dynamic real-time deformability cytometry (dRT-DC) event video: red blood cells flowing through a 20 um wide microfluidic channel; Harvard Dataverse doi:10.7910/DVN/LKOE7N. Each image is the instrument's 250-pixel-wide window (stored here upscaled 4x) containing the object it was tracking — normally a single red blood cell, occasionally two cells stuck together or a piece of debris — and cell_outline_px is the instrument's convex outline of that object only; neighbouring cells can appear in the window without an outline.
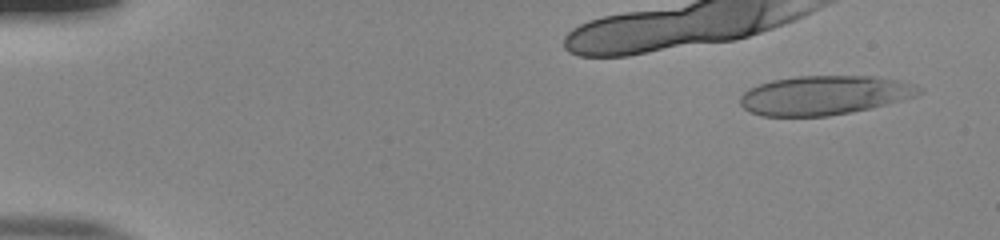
{"species": "human", "species_latin": "Homo sapiens", "temperature_condition": "room temperature", "stored_images_in_passage": 52, "camera_frame_rate_fps": 3000, "um_per_image_px": 0.085, "donor": {"sex": "male"}, "frame": {"image": 1, "passage_image": 3, "time_ms": 0.667, "image_size_px": [1000, 240], "cell_outline_px": [[924, 92], [900, 100], [852, 112], [828, 116], [760, 116], [748, 112], [740, 104], [740, 96], [744, 92], [760, 84], [772, 80], [796, 76], [872, 76], [900, 80], [924, 88]], "centroid_in_image_um": [70.04, 8.09], "position_along_channel_um": 15.0, "area_um2": 40.69}}
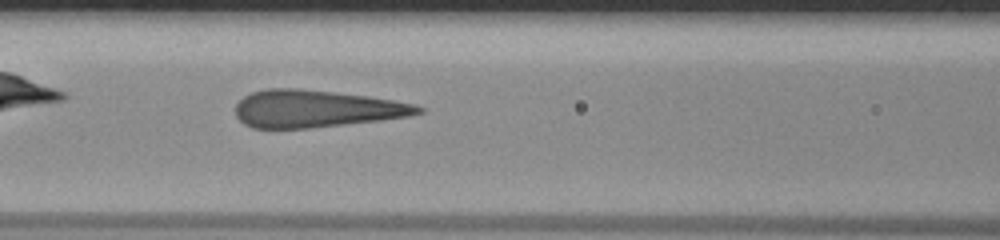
{"frame": {"image": 2, "passage_image": 23, "time_ms": 7.333, "image_size_px": [1000, 240], "cell_outline_px": [[424, 112], [408, 116], [380, 120], [312, 128], [252, 128], [244, 124], [236, 116], [236, 104], [244, 96], [252, 92], [268, 88], [296, 88], [332, 92], [364, 96], [392, 100], [412, 104], [424, 108]], "centroid_in_image_um": [26.82, 9.25], "position_along_channel_um": 139.8, "area_um2": 39.36}}
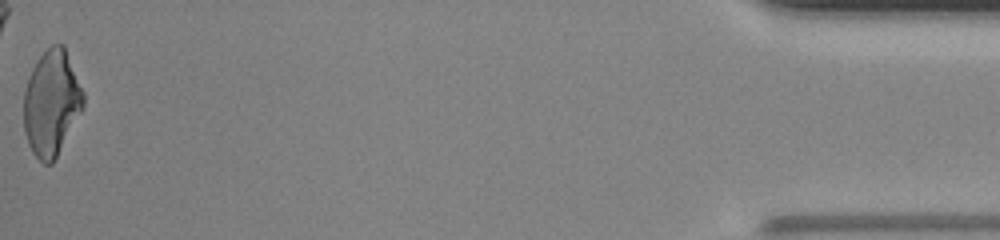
{"frame": {"image": 3, "passage_image": 52, "time_ms": 17.0, "image_size_px": [1000, 240], "cell_outline_px": [[84, 108], [52, 164], [44, 164], [32, 152], [28, 144], [24, 132], [24, 92], [28, 76], [36, 60], [52, 44], [64, 44], [84, 92]], "centroid_in_image_um": [4.38, 8.75], "position_along_channel_um": 430.8, "area_um2": 36.88}, "authors_computed_cell_mechanics": {"area_um2": 40.5178, "velocity_mm_per_s": 3.9137, "shape_relaxation_time_tau1_ms": 5.2772, "shape_relaxation_time_tau2_ms": null, "deformation_change_tau1": 0.2095, "deformation_change_tau2": null}}